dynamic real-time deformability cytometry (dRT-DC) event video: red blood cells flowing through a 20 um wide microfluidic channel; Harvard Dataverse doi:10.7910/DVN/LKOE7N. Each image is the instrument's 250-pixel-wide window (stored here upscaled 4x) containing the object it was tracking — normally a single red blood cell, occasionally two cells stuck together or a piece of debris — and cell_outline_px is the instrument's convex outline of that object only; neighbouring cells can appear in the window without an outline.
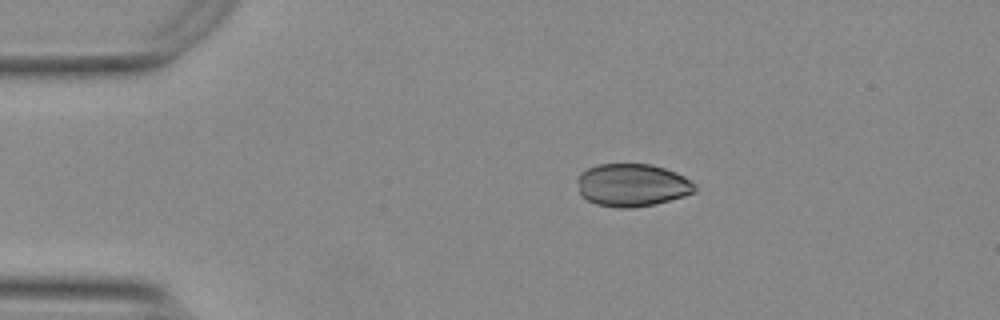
{"species": "Egyptian fruit bat (a non-hibernating species)", "species_latin": "Rousettus aegyptiacus", "temperature_condition": "warm", "stored_images_in_passage": 28, "camera_frame_rate_fps": 3000, "um_per_image_px": 0.085, "animal": {"sex": "female"}, "frame": {"image": 1, "passage_image": 1, "time_ms": 0.0, "image_size_px": [1000, 320], "cell_outline_px": [[696, 192], [684, 196], [656, 204], [632, 208], [616, 208], [596, 204], [588, 200], [580, 192], [576, 180], [580, 172], [596, 164], [652, 164], [676, 172], [684, 176], [696, 184]], "centroid_in_image_um": [53.74, 15.73], "position_along_channel_um": 31.3, "area_um2": 29.54}}
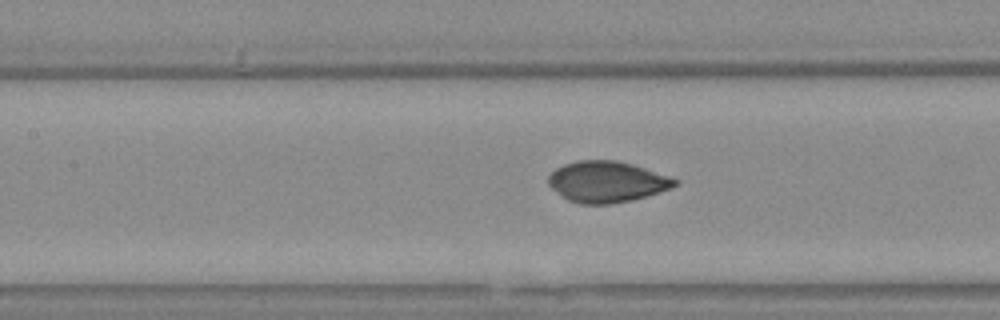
{"frame": {"image": 2, "passage_image": 15, "time_ms": 4.667, "image_size_px": [1000, 320], "cell_outline_px": [[676, 184], [668, 188], [644, 196], [628, 200], [608, 204], [580, 204], [568, 200], [552, 188], [548, 184], [548, 176], [556, 168], [564, 164], [576, 160], [616, 160], [632, 164], [668, 176], [676, 180]], "centroid_in_image_um": [51.5, 15.43], "position_along_channel_um": 155.9, "area_um2": 29.65}}
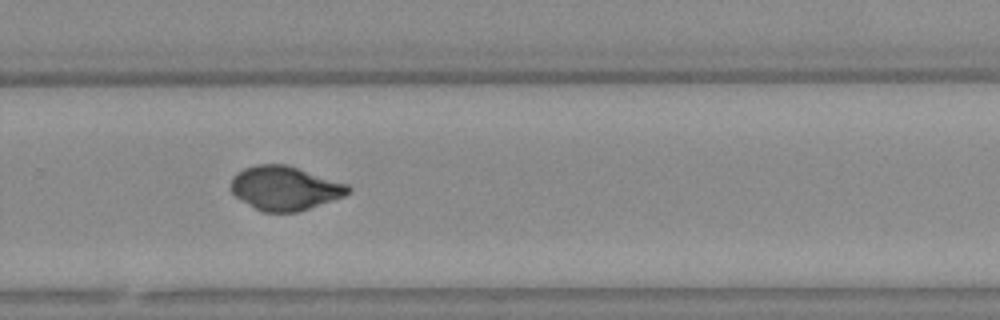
{"frame": {"image": 3, "passage_image": 27, "time_ms": 8.667, "image_size_px": [1000, 320], "cell_outline_px": [[352, 188], [344, 196], [300, 212], [264, 212], [248, 204], [236, 196], [232, 192], [232, 180], [236, 172], [244, 168], [256, 164], [288, 164], [348, 184]], "centroid_in_image_um": [24.24, 15.98], "position_along_channel_um": 305.6, "area_um2": 30.06}}